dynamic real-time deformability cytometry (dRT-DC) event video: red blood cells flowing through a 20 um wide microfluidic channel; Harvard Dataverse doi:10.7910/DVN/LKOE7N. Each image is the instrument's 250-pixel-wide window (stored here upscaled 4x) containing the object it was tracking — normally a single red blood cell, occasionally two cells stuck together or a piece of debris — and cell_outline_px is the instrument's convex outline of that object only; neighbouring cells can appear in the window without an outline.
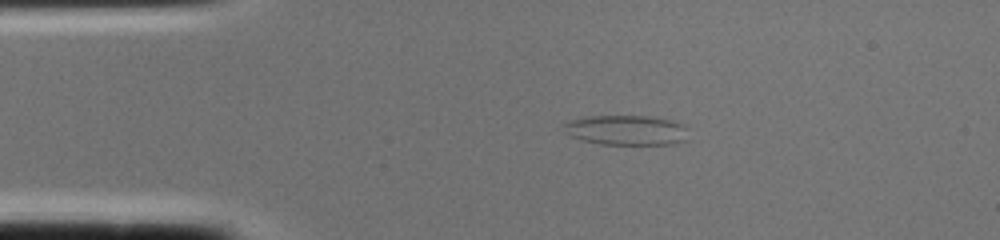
{"species": "common noctule bat (a hibernating species)", "species_latin": "Nyctalus noctula", "temperature_condition": "cold", "stored_images_in_passage": 2, "camera_frame_rate_fps": 3000, "um_per_image_px": 0.085, "animal": {"sex": "female", "body_mass_g": 22.0, "forearm_length_mm": 56.7}, "frame": {"image": 1, "passage_image": 2, "time_ms": 0.333, "image_size_px": [1000, 240], "cell_outline_px": [[688, 140], [672, 144], [600, 144], [580, 140], [568, 136], [564, 124], [572, 120], [584, 116], [648, 116], [672, 120], [684, 124], [688, 128]], "centroid_in_image_um": [53.29, 11.06], "position_along_channel_um": 31.7, "area_um2": 21.96}}